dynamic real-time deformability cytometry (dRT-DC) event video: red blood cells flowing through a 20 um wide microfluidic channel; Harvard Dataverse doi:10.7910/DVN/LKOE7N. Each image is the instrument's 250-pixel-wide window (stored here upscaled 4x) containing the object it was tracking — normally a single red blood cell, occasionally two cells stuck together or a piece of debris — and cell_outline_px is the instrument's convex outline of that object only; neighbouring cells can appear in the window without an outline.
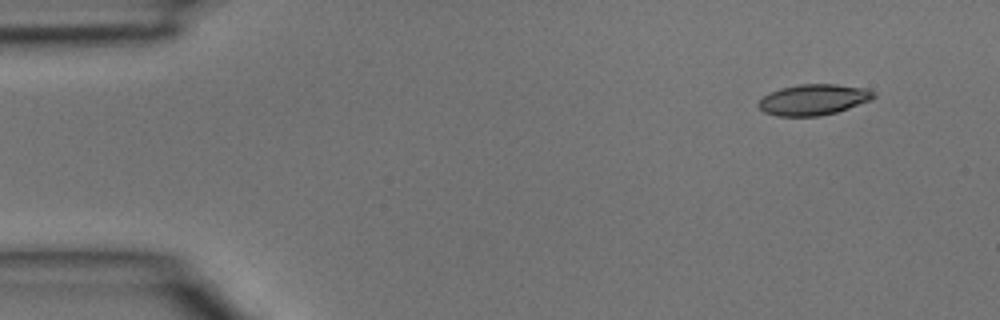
{"species": "common noctule bat (a hibernating species)", "species_latin": "Nyctalus noctula", "temperature_condition": "room temperature", "stored_images_in_passage": 4, "camera_frame_rate_fps": 3000, "um_per_image_px": 0.085, "animal": {"sex": "male", "body_mass_g": 15.6}, "frame": {"image": 1, "passage_image": 1, "time_ms": 0.0, "image_size_px": [1000, 320], "cell_outline_px": [[876, 96], [868, 100], [848, 108], [836, 112], [820, 116], [776, 116], [764, 112], [756, 104], [764, 96], [780, 88], [800, 84], [836, 84], [864, 88], [876, 92]], "centroid_in_image_um": [69.12, 8.47], "position_along_channel_um": 15.9, "area_um2": 20.52}}
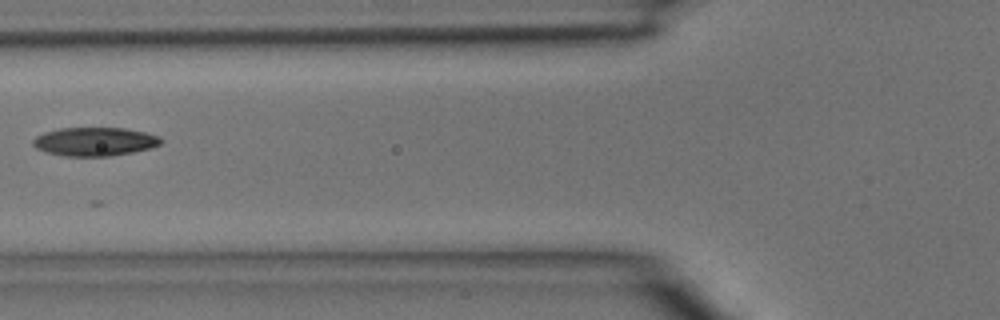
{"frame": {"image": 2, "passage_image": 4, "time_ms": 1.0, "image_size_px": [1000, 320], "cell_outline_px": [[164, 140], [160, 144], [152, 148], [132, 152], [108, 156], [64, 156], [48, 152], [36, 148], [32, 144], [32, 140], [36, 136], [44, 132], [60, 128], [124, 128], [144, 132], [160, 136]], "centroid_in_image_um": [8.06, 12.03], "position_along_channel_um": 117.7, "area_um2": 21.33}}